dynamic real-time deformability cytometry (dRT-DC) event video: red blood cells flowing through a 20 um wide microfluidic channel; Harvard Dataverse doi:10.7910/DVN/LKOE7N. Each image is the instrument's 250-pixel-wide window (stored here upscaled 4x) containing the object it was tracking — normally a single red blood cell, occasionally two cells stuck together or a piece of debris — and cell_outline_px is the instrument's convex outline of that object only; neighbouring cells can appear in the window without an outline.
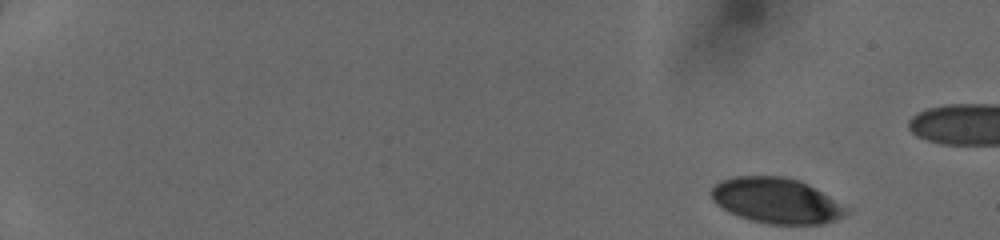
{"species": "human", "species_latin": "Homo sapiens", "temperature_condition": "cold", "stored_images_in_passage": 45, "camera_frame_rate_fps": 3000, "um_per_image_px": 0.085, "donor": {"sex": "female"}, "frame": {"image": 1, "passage_image": 1, "time_ms": 0.0, "image_size_px": [1000, 240], "cell_outline_px": [[852, 208], [844, 216], [824, 224], [768, 224], [752, 220], [728, 212], [716, 204], [712, 200], [712, 188], [720, 180], [732, 176], [784, 176], [800, 180]], "centroid_in_image_um": [66.02, 17.05], "position_along_channel_um": 19.0, "area_um2": 36.01}}
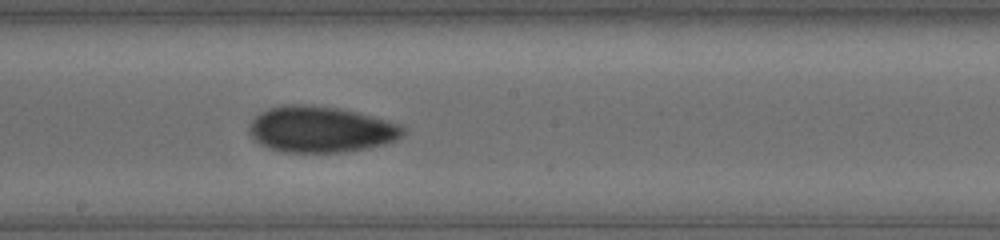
{"frame": {"image": 2, "passage_image": 27, "time_ms": 8.667, "image_size_px": [1000, 240], "cell_outline_px": [[408, 128], [396, 140], [384, 144], [368, 148], [344, 152], [280, 152], [268, 148], [260, 144], [248, 132], [248, 124], [260, 112], [268, 108], [284, 104], [304, 104], [340, 108], [360, 112], [400, 124]], "centroid_in_image_um": [27.26, 10.99], "position_along_channel_um": 220.9, "area_um2": 41.79}}
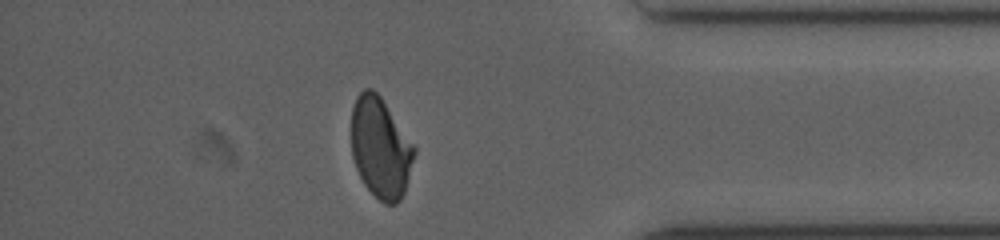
{"frame": {"image": 3, "passage_image": 41, "time_ms": 13.333, "image_size_px": [1000, 240], "cell_outline_px": [[416, 152], [404, 192], [400, 200], [396, 204], [384, 204], [364, 184], [356, 168], [352, 156], [352, 108], [356, 96], [364, 88], [372, 88], [380, 96], [416, 148]], "centroid_in_image_um": [32.34, 12.56], "position_along_channel_um": 402.9, "area_um2": 36.59}}